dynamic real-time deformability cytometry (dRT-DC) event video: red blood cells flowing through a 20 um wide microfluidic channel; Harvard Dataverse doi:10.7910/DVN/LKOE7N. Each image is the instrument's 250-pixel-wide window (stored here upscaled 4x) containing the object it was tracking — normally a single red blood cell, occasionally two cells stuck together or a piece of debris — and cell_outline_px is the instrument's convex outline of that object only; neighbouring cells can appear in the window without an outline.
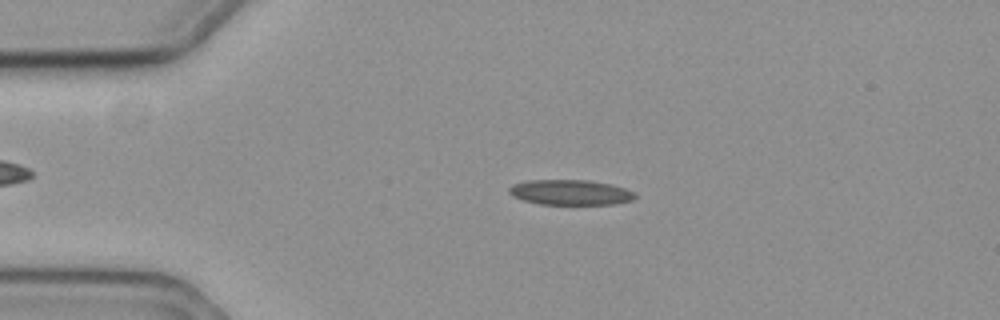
{"species": "common noctule bat (a hibernating species)", "species_latin": "Nyctalus noctula", "temperature_condition": "cold", "stored_images_in_passage": 57, "camera_frame_rate_fps": 3000, "um_per_image_px": 0.085, "animal": {"sex": "female", "body_mass_g": 19.3, "forearm_length_mm": 54.1}, "frame": {"image": 1, "passage_image": 12, "time_ms": 3.667, "image_size_px": [1000, 320], "cell_outline_px": [[636, 196], [632, 200], [616, 204], [540, 204], [524, 200], [512, 196], [508, 192], [508, 188], [512, 184], [528, 180], [588, 180], [608, 184], [624, 188], [636, 192]], "centroid_in_image_um": [48.46, 16.35], "position_along_channel_um": 36.5, "area_um2": 18.5}}
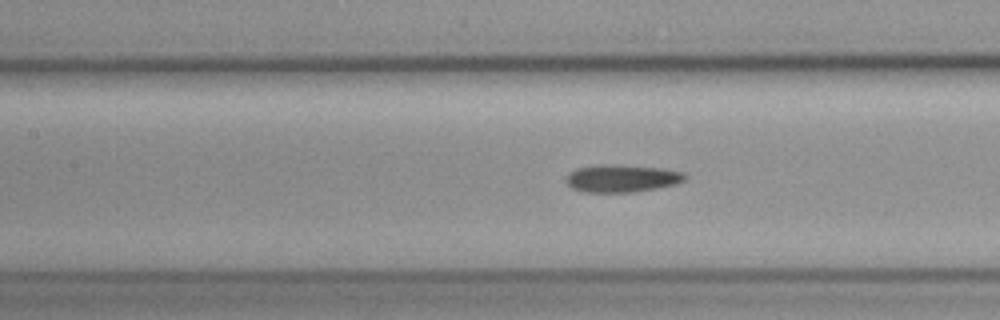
{"frame": {"image": 2, "passage_image": 25, "time_ms": 8.0, "image_size_px": [1000, 320], "cell_outline_px": [[684, 180], [676, 184], [656, 188], [632, 192], [584, 192], [572, 188], [564, 180], [568, 172], [576, 168], [600, 164], [616, 164], [660, 168], [680, 172], [684, 176]], "centroid_in_image_um": [52.76, 15.15], "position_along_channel_um": 154.6, "area_um2": 19.02}}
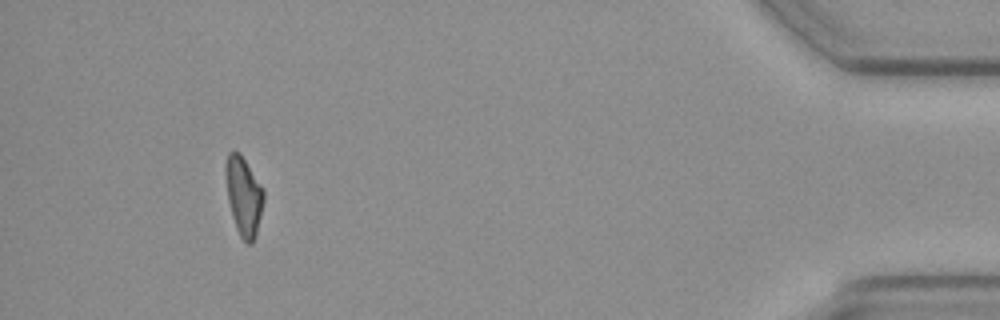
{"frame": {"image": 3, "passage_image": 53, "time_ms": 17.333, "image_size_px": [1000, 320], "cell_outline_px": [[264, 200], [256, 236], [252, 244], [248, 244], [240, 236], [236, 228], [232, 216], [228, 200], [228, 152], [240, 152], [264, 188]], "centroid_in_image_um": [20.78, 16.73], "position_along_channel_um": 414.4, "area_um2": 16.94}}